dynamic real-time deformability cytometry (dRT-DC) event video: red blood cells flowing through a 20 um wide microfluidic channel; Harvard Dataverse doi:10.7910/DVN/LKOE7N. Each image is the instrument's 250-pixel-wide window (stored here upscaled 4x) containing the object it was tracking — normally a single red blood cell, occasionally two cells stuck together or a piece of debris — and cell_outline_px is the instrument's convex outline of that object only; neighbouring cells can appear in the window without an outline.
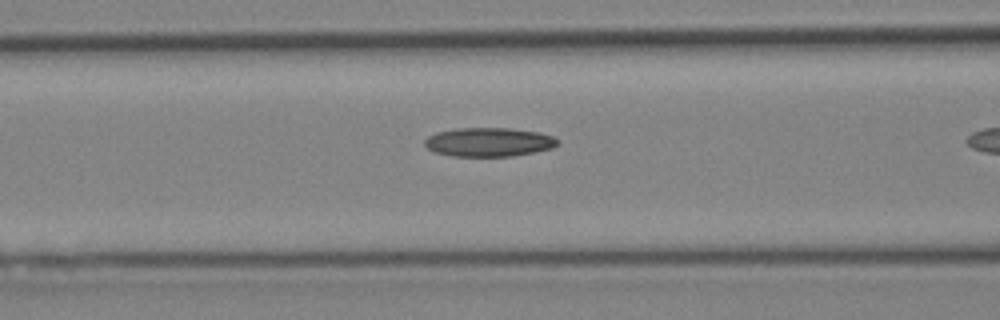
{"species": "Egyptian fruit bat (a non-hibernating species)", "species_latin": "Rousettus aegyptiacus", "temperature_condition": "cold", "stored_images_in_passage": 10, "camera_frame_rate_fps": 3000, "um_per_image_px": 0.085, "animal": {"sex": "female"}, "frame": {"image": 1, "passage_image": 9, "time_ms": 2.667, "image_size_px": [1000, 320], "cell_outline_px": [[560, 140], [552, 148], [512, 156], [452, 156], [432, 152], [424, 144], [424, 140], [428, 136], [436, 132], [456, 128], [508, 128], [540, 132], [552, 136]], "centroid_in_image_um": [41.51, 12.07], "position_along_channel_um": 125.1, "area_um2": 22.43}}